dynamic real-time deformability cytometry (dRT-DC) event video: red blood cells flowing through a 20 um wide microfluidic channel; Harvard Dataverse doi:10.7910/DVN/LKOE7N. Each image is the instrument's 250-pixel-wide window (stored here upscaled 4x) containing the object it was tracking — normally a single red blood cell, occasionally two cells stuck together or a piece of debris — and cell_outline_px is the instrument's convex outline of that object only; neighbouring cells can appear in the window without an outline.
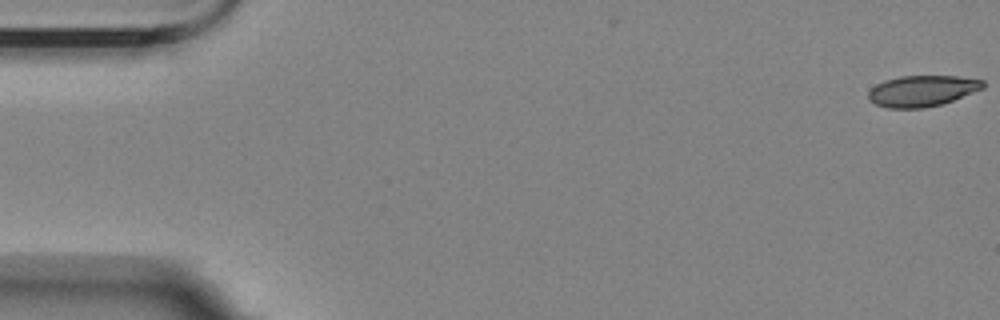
{"species": "Egyptian fruit bat (a non-hibernating species)", "species_latin": "Rousettus aegyptiacus", "temperature_condition": "room temperature", "stored_images_in_passage": 57, "camera_frame_rate_fps": 3000, "um_per_image_px": 0.085, "animal": {"sex": "female"}, "frame": {"image": 1, "passage_image": 1, "time_ms": 0.0, "image_size_px": [1000, 320], "cell_outline_px": [[984, 88], [952, 100], [940, 104], [924, 108], [888, 108], [876, 104], [868, 100], [868, 92], [876, 84], [884, 80], [900, 76], [956, 76], [984, 80]], "centroid_in_image_um": [78.35, 7.72], "position_along_channel_um": 6.6, "area_um2": 20.63}}
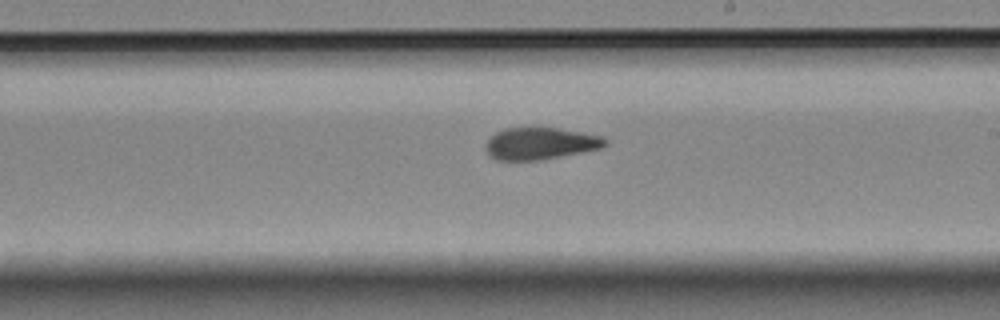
{"frame": {"image": 2, "passage_image": 33, "time_ms": 10.667, "image_size_px": [1000, 320], "cell_outline_px": [[608, 144], [600, 148], [544, 160], [496, 160], [488, 156], [484, 148], [484, 144], [496, 132], [508, 128], [560, 128], [604, 136], [608, 140]], "centroid_in_image_um": [45.93, 12.21], "position_along_channel_um": 243.1, "area_um2": 22.48}}
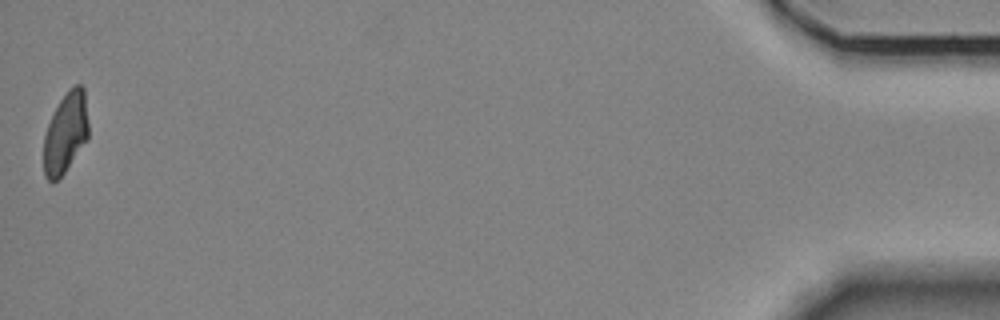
{"frame": {"image": 3, "passage_image": 57, "time_ms": 18.667, "image_size_px": [1000, 320], "cell_outline_px": [[88, 140], [64, 172], [52, 184], [44, 176], [44, 136], [48, 124], [60, 100], [68, 88], [72, 84], [80, 84], [84, 88], [88, 124]], "centroid_in_image_um": [5.58, 11.28], "position_along_channel_um": 429.6, "area_um2": 21.1}, "authors_computed_cell_mechanics": {"area_um2": 22.542, "velocity_mm_per_s": 3.5074, "shape_relaxation_time_tau1_ms": 11.1584, "shape_relaxation_time_tau2_ms": 2.4731, "deformation_change_tau1": 0.2345, "deformation_change_tau2": 0.0837}}